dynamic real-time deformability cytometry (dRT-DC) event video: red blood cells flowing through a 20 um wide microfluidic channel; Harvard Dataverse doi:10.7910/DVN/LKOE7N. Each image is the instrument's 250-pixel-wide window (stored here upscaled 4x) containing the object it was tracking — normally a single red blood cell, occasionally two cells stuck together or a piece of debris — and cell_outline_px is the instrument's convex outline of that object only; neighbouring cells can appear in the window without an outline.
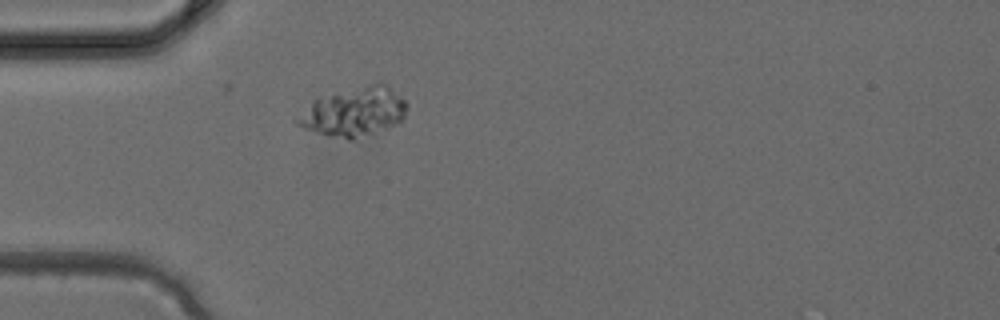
{"species": "common noctule bat (a hibernating species)", "species_latin": "Nyctalus noctula", "temperature_condition": "cold", "stored_images_in_passage": 1, "camera_frame_rate_fps": 3000, "um_per_image_px": 0.085, "animal": {"sex": "female", "body_mass_g": 24.6, "forearm_length_mm": 56.2}, "frame": {"image": 1, "passage_image": 1, "time_ms": 0.0, "image_size_px": [1000, 320], "cell_outline_px": [[408, 108], [404, 120], [400, 124], [352, 140], [348, 140], [304, 128], [296, 124], [292, 120], [316, 100], [376, 80], [384, 80], [408, 104]], "centroid_in_image_um": [30.21, 9.49], "position_along_channel_um": 54.8, "area_um2": 31.39}}